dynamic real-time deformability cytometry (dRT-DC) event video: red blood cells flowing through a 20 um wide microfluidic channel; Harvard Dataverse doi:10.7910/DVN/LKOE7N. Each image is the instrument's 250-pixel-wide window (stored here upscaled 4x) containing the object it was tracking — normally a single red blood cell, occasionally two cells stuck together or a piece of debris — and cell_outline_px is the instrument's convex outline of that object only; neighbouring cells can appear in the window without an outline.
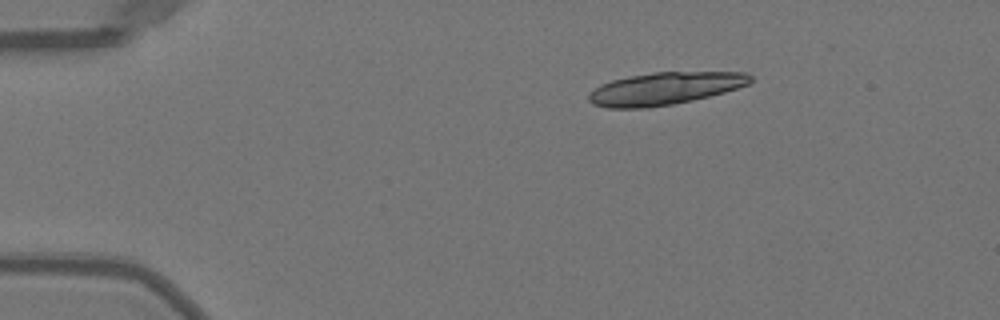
{"species": "Egyptian fruit bat (a non-hibernating species)", "species_latin": "Rousettus aegyptiacus", "temperature_condition": "warm", "stored_images_in_passage": 41, "segment_of_instrument_passage": [1, 2], "camera_frame_rate_fps": 3000, "um_per_image_px": 0.085, "animal": {"sex": "female"}, "frame": {"image": 1, "passage_image": 1, "time_ms": 0.0, "image_size_px": [1000, 320], "cell_outline_px": [[752, 80], [748, 84], [724, 92], [692, 100], [672, 104], [648, 108], [608, 108], [592, 104], [588, 100], [588, 96], [600, 84], [612, 80], [628, 76], [656, 72], [748, 72], [752, 76]], "centroid_in_image_um": [56.5, 7.52], "position_along_channel_um": 28.5, "area_um2": 30.46}}